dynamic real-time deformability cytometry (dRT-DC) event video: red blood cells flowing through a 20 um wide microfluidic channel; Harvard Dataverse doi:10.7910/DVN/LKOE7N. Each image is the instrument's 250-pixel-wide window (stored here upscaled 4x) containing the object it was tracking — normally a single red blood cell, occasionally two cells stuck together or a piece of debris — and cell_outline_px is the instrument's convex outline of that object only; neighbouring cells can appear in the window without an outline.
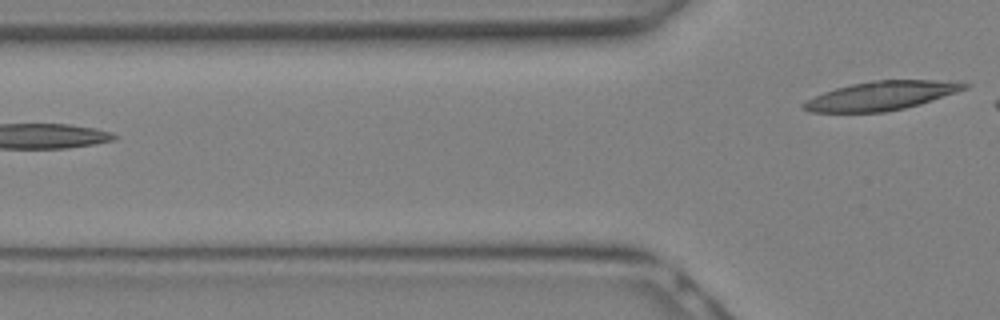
{"species": "Egyptian fruit bat (a non-hibernating species)", "species_latin": "Rousettus aegyptiacus", "temperature_condition": "warm", "stored_images_in_passage": 11, "camera_frame_rate_fps": 3000, "um_per_image_px": 0.085, "animal": {"sex": "female"}, "frame": {"image": 1, "passage_image": 11, "time_ms": 3.333, "image_size_px": [1000, 320], "cell_outline_px": [[972, 84], [968, 88], [920, 104], [904, 108], [884, 112], [812, 112], [800, 108], [800, 104], [824, 92], [836, 88], [852, 84], [872, 80], [932, 80]], "centroid_in_image_um": [74.88, 8.14], "position_along_channel_um": 50.9, "area_um2": 26.76}}